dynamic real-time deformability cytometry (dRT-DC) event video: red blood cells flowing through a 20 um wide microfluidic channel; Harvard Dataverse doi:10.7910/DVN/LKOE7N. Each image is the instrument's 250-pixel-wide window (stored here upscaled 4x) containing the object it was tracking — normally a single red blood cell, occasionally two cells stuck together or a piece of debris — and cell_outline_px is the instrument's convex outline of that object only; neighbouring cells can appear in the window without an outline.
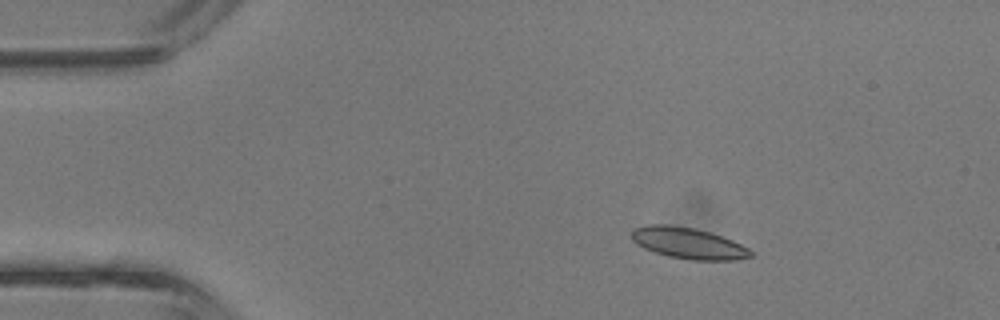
{"species": "common noctule bat (a hibernating species)", "species_latin": "Nyctalus noctula", "temperature_condition": "room temperature", "stored_images_in_passage": 4, "camera_frame_rate_fps": 3000, "um_per_image_px": 0.085, "animal": {"sex": "male", "body_mass_g": 13.3}, "frame": {"image": 1, "passage_image": 2, "time_ms": 0.333, "image_size_px": [1000, 320], "cell_outline_px": [[752, 256], [736, 260], [692, 260], [668, 256], [644, 248], [636, 244], [632, 240], [632, 228], [648, 224], [668, 224], [696, 228], [732, 240], [748, 248], [752, 252]], "centroid_in_image_um": [58.47, 20.66], "position_along_channel_um": 26.5, "area_um2": 21.62}}